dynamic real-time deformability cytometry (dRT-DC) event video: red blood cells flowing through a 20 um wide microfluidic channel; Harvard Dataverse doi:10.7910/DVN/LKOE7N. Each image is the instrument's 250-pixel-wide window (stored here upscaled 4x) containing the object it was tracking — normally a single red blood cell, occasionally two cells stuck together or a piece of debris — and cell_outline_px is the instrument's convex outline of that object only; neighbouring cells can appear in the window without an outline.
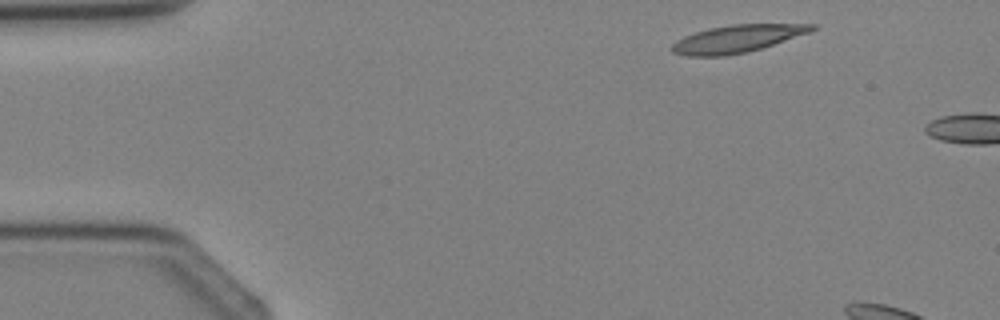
{"species": "Egyptian fruit bat (a non-hibernating species)", "species_latin": "Rousettus aegyptiacus", "temperature_condition": "cold", "stored_images_in_passage": 2, "camera_frame_rate_fps": 3000, "um_per_image_px": 0.085, "animal": {"sex": "female"}, "frame": {"image": 1, "passage_image": 1, "time_ms": 0.0, "image_size_px": [1000, 320], "cell_outline_px": [[816, 28], [808, 32], [760, 48], [744, 52], [724, 56], [688, 56], [672, 52], [672, 44], [676, 40], [684, 36], [708, 28], [732, 24], [816, 24]], "centroid_in_image_um": [62.59, 3.29], "position_along_channel_um": 22.4, "area_um2": 21.96}}